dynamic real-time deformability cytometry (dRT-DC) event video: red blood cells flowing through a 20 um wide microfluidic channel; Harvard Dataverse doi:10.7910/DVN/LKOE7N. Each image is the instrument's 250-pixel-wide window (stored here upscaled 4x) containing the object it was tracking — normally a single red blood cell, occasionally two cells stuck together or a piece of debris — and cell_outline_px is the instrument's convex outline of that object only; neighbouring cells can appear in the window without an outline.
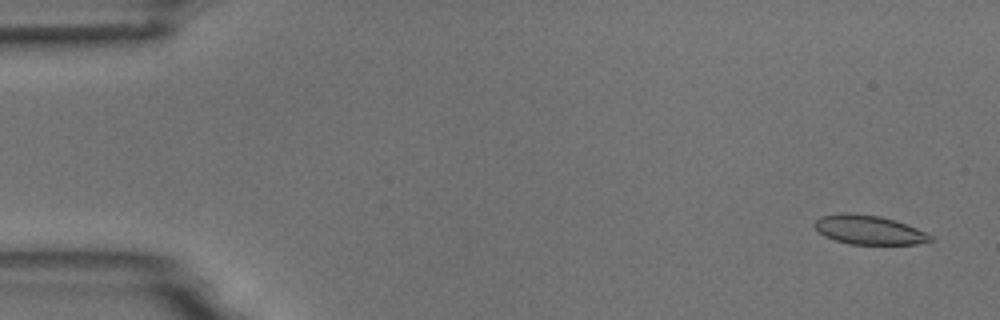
{"species": "common noctule bat (a hibernating species)", "species_latin": "Nyctalus noctula", "temperature_condition": "room temperature", "stored_images_in_passage": 5, "camera_frame_rate_fps": 3000, "um_per_image_px": 0.085, "animal": {"sex": "male", "body_mass_g": 18.8}, "frame": {"image": 1, "passage_image": 1, "time_ms": 0.0, "image_size_px": [1000, 320], "cell_outline_px": [[932, 240], [916, 244], [848, 244], [824, 236], [812, 224], [820, 216], [836, 212], [852, 212], [880, 216], [896, 220], [916, 228], [932, 236]], "centroid_in_image_um": [73.8, 19.51], "position_along_channel_um": 11.2, "area_um2": 19.77}}
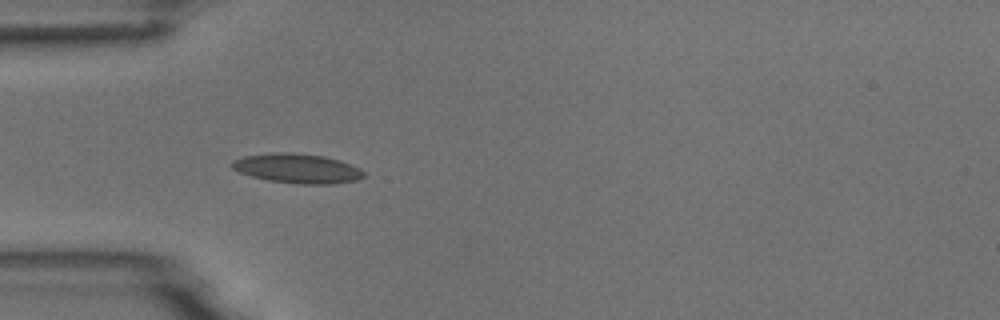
{"frame": {"image": 2, "passage_image": 5, "time_ms": 4.667, "image_size_px": [1000, 320], "cell_outline_px": [[364, 176], [356, 180], [332, 184], [296, 184], [268, 180], [252, 176], [240, 172], [232, 168], [232, 160], [244, 156], [276, 152], [292, 152], [324, 156], [340, 160], [360, 168], [364, 172]], "centroid_in_image_um": [25.28, 14.31], "position_along_channel_um": 59.7, "area_um2": 22.66}}